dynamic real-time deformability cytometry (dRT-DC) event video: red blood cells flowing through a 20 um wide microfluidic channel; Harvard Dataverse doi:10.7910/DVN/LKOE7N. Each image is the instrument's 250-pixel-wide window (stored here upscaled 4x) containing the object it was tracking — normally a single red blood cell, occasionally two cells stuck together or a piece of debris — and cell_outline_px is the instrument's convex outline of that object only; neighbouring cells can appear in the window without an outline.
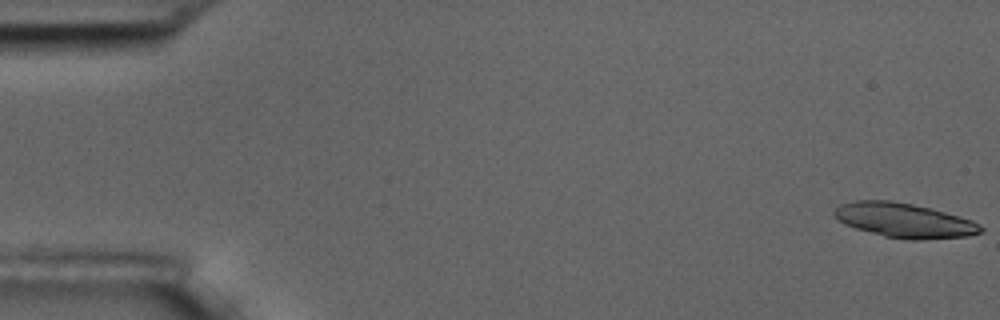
{"species": "common noctule bat (a hibernating species)", "species_latin": "Nyctalus noctula", "temperature_condition": "room temperature", "stored_images_in_passage": 7, "camera_frame_rate_fps": 3000, "um_per_image_px": 0.085, "animal": {"sex": "male", "body_mass_g": 17.5, "forearm_length_mm": 52.3}, "frame": {"image": 1, "passage_image": 1, "time_ms": 0.0, "image_size_px": [1000, 320], "cell_outline_px": [[984, 232], [968, 236], [916, 240], [908, 240], [884, 236], [856, 228], [844, 224], [836, 220], [832, 212], [840, 204], [856, 200], [892, 200], [932, 208], [972, 220], [980, 224], [984, 228]], "centroid_in_image_um": [76.86, 18.73], "position_along_channel_um": 8.1, "area_um2": 29.65}}